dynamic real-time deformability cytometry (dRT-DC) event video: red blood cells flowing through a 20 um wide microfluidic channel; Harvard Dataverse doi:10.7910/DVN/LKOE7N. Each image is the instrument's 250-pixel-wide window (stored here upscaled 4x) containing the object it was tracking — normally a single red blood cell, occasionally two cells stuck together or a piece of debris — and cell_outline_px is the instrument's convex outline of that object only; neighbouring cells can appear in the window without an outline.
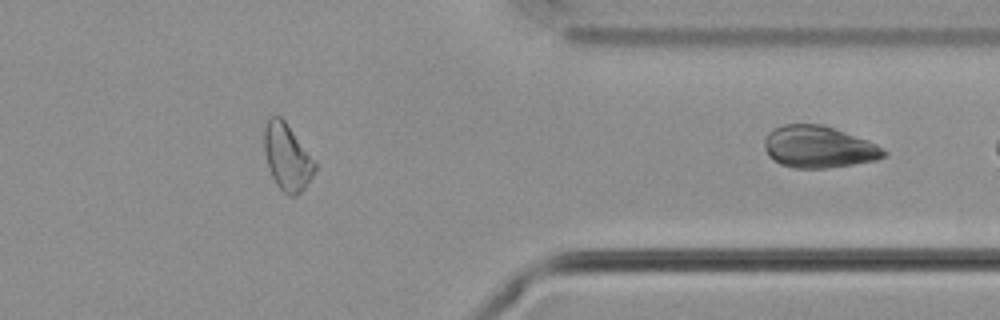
{"species": "common noctule bat (a hibernating species)", "species_latin": "Nyctalus noctula", "temperature_condition": "cold", "stored_images_in_passage": 46, "segment_of_instrument_passage": [2, 2], "camera_frame_rate_fps": 3000, "um_per_image_px": 0.085, "animal": {"sex": "male", "body_mass_g": 21.5, "forearm_length_mm": 52.0}, "frame": {"image": 1, "passage_image": 46, "time_ms": 15.0, "image_size_px": [1000, 320], "cell_outline_px": [[888, 156], [876, 160], [828, 168], [792, 168], [780, 164], [772, 160], [768, 156], [764, 148], [764, 140], [768, 132], [784, 124], [820, 124], [868, 140], [876, 144], [888, 152]], "centroid_in_image_um": [69.57, 12.5], "position_along_channel_um": 341.8, "area_um2": 29.19}}